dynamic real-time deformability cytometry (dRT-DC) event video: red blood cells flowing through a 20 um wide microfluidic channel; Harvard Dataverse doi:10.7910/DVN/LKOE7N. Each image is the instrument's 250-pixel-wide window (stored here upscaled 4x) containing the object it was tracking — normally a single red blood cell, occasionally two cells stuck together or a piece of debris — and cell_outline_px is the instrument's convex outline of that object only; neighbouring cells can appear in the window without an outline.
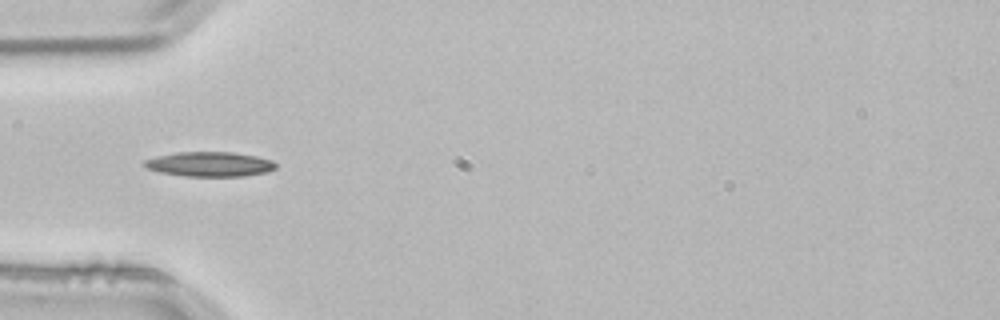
{"species": "common noctule bat (a hibernating species)", "species_latin": "Nyctalus noctula", "temperature_condition": "room temperature", "stored_images_in_passage": 1, "camera_frame_rate_fps": 3000, "um_per_image_px": 0.085, "animal": {"sex": "male", "body_mass_g": 21.5, "forearm_length_mm": 52.0}, "frame": {"image": 1, "passage_image": 1, "time_ms": 0.0, "image_size_px": [1000, 320], "cell_outline_px": [[276, 168], [268, 172], [244, 176], [184, 176], [160, 172], [148, 168], [144, 164], [144, 160], [156, 156], [180, 152], [232, 152], [256, 156], [272, 160], [276, 164]], "centroid_in_image_um": [17.86, 13.95], "position_along_channel_um": 67.1, "area_um2": 18.84}}